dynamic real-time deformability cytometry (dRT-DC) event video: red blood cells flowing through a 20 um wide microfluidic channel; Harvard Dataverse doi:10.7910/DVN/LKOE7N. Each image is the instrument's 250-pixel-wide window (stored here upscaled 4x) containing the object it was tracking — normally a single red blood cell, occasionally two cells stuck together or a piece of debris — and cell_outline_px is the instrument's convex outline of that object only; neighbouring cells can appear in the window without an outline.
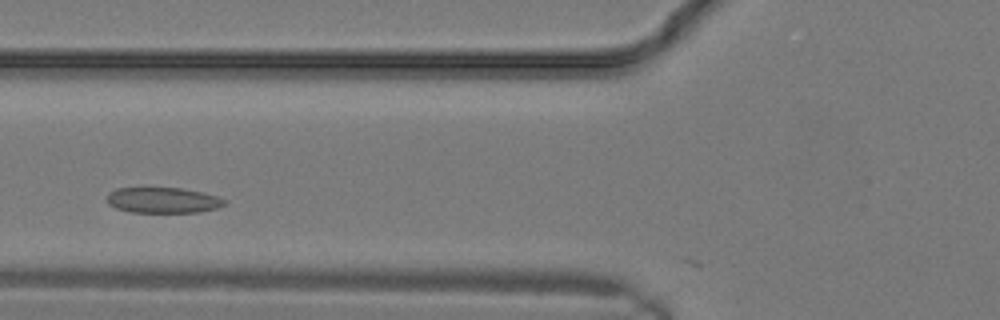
{"species": "common noctule bat (a hibernating species)", "species_latin": "Nyctalus noctula", "temperature_condition": "warm", "stored_images_in_passage": 7, "camera_frame_rate_fps": 3000, "um_per_image_px": 0.085, "animal": {"sex": "male", "body_mass_g": 19.2, "forearm_length_mm": 51.8}, "frame": {"image": 1, "passage_image": 5, "time_ms": 1.333, "image_size_px": [1000, 320], "cell_outline_px": [[228, 200], [224, 204], [216, 208], [196, 212], [132, 212], [116, 208], [108, 204], [108, 192], [116, 188], [180, 188], [200, 192], [216, 196]], "centroid_in_image_um": [13.83, 17.01], "position_along_channel_um": 112.0, "area_um2": 17.34}}